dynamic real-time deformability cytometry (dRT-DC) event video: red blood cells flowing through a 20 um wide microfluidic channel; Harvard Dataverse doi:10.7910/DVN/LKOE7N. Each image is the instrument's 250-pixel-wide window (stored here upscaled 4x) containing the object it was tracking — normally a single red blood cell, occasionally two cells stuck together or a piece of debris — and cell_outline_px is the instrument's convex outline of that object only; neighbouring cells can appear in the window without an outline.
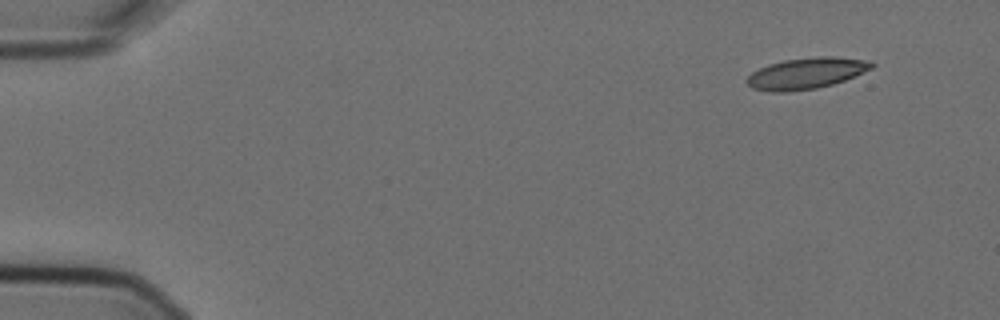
{"species": "Egyptian fruit bat (a non-hibernating species)", "species_latin": "Rousettus aegyptiacus", "temperature_condition": "cold", "stored_images_in_passage": 5, "camera_frame_rate_fps": 3000, "um_per_image_px": 0.085, "animal": {"sex": "female"}, "frame": {"image": 1, "passage_image": 1, "time_ms": 0.0, "image_size_px": [1000, 320], "cell_outline_px": [[876, 64], [872, 68], [844, 80], [832, 84], [816, 88], [788, 92], [768, 92], [752, 88], [748, 84], [748, 76], [752, 72], [768, 64], [784, 60], [816, 56], [836, 56], [872, 60]], "centroid_in_image_um": [68.56, 6.22], "position_along_channel_um": 16.4, "area_um2": 22.77}}
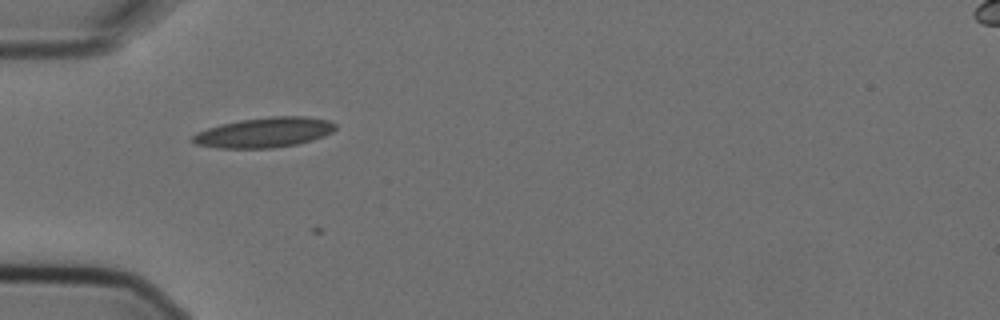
{"frame": {"image": 2, "passage_image": 4, "time_ms": 1.0, "image_size_px": [1000, 320], "cell_outline_px": [[336, 128], [332, 132], [324, 136], [312, 140], [296, 144], [272, 148], [216, 148], [196, 144], [192, 140], [192, 136], [196, 132], [220, 124], [240, 120], [272, 116], [304, 116], [328, 120], [336, 124]], "centroid_in_image_um": [22.46, 11.26], "position_along_channel_um": 62.5, "area_um2": 24.97}}
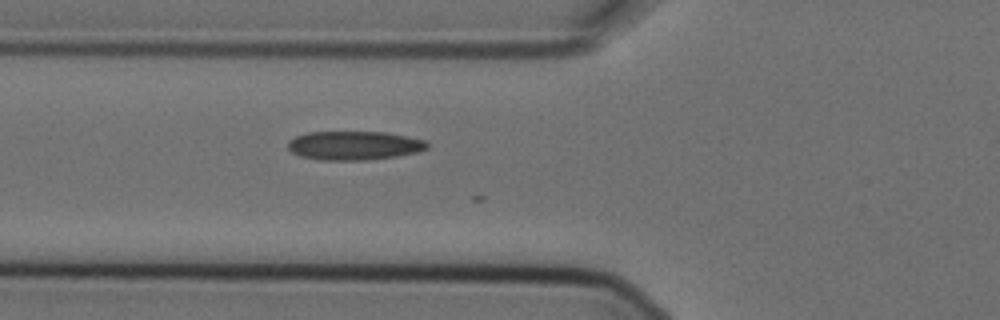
{"frame": {"image": 3, "passage_image": 5, "time_ms": 1.333, "image_size_px": [1000, 320], "cell_outline_px": [[428, 148], [416, 152], [396, 156], [364, 160], [320, 160], [300, 156], [292, 152], [288, 148], [288, 140], [296, 136], [308, 132], [384, 132], [408, 136], [424, 140], [428, 144]], "centroid_in_image_um": [30.08, 12.36], "position_along_channel_um": 95.7, "area_um2": 23.35}}